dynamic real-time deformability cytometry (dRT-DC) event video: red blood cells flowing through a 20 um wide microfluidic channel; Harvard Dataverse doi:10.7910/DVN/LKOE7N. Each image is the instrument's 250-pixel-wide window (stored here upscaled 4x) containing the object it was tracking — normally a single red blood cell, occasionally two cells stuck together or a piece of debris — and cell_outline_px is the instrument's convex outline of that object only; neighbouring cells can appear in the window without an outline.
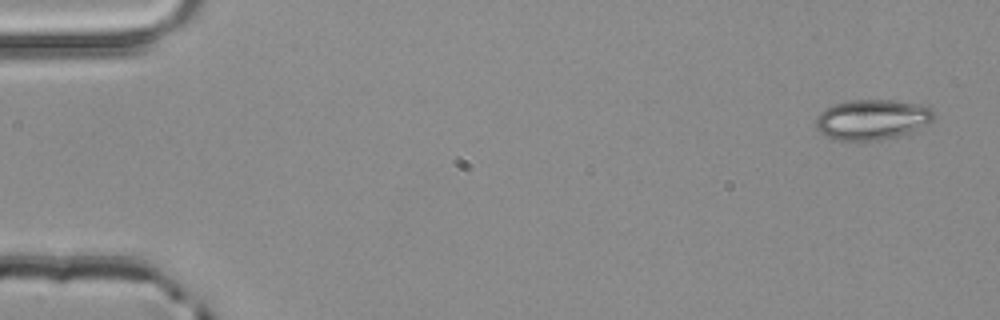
{"species": "common noctule bat (a hibernating species)", "species_latin": "Nyctalus noctula", "temperature_condition": "room temperature", "stored_images_in_passage": 3, "camera_frame_rate_fps": 3000, "um_per_image_px": 0.085, "animal": {"sex": "male", "body_mass_g": 20.4}, "frame": {"image": 1, "passage_image": 1, "time_ms": 0.0, "image_size_px": [1000, 320], "cell_outline_px": [[936, 116], [932, 120], [908, 132], [896, 136], [876, 140], [836, 140], [820, 132], [816, 128], [816, 116], [820, 112], [836, 104], [852, 100], [892, 100], [916, 104], [932, 108]], "centroid_in_image_um": [74.1, 10.15], "position_along_channel_um": 10.9, "area_um2": 27.11}}
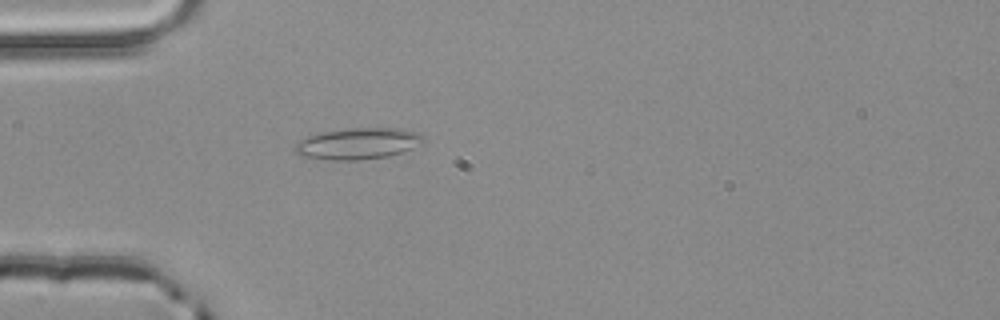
{"frame": {"image": 2, "passage_image": 3, "time_ms": 0.667, "image_size_px": [1000, 320], "cell_outline_px": [[424, 144], [404, 152], [388, 156], [360, 160], [332, 160], [300, 156], [296, 152], [296, 144], [300, 140], [308, 136], [320, 132], [348, 128], [400, 128], [420, 132], [424, 136]], "centroid_in_image_um": [30.5, 12.2], "position_along_channel_um": 54.5, "area_um2": 23.76}}